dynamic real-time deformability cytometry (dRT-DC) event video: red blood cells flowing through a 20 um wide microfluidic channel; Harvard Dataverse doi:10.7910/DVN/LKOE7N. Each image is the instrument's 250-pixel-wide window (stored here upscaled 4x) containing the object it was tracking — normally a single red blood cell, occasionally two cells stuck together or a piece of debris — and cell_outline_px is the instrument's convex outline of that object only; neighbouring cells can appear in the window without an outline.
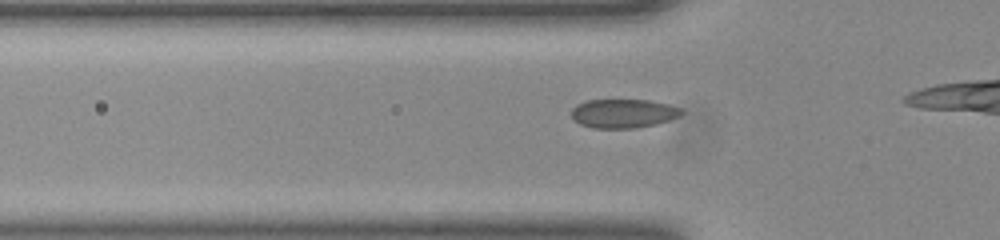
{"species": "common noctule bat (a hibernating species)", "species_latin": "Nyctalus noctula", "temperature_condition": "room temperature", "stored_images_in_passage": 9, "camera_frame_rate_fps": 3000, "um_per_image_px": 0.085, "animal": {"sex": "female", "body_mass_g": 23.0, "forearm_length_mm": 53.4}, "frame": {"image": 1, "passage_image": 4, "time_ms": 1.0, "image_size_px": [1000, 240], "cell_outline_px": [[684, 112], [680, 116], [656, 124], [636, 128], [592, 128], [580, 124], [572, 116], [572, 108], [576, 104], [588, 100], [648, 100], [668, 104], [680, 108]], "centroid_in_image_um": [52.98, 9.64], "position_along_channel_um": 72.8, "area_um2": 18.5}}
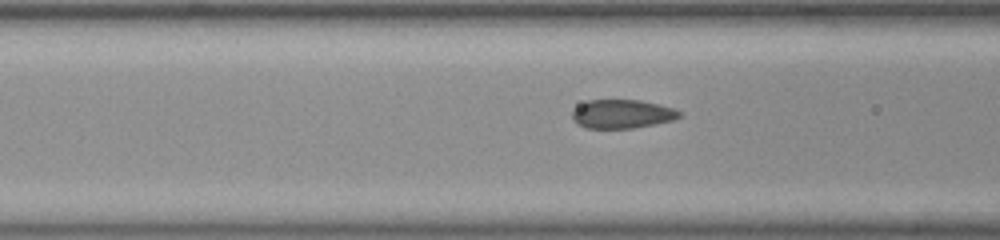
{"frame": {"image": 2, "passage_image": 7, "time_ms": 2.0, "image_size_px": [1000, 240], "cell_outline_px": [[680, 116], [672, 120], [632, 128], [584, 128], [572, 120], [572, 112], [580, 104], [588, 100], [640, 100], [660, 104], [672, 108], [680, 112]], "centroid_in_image_um": [52.83, 9.68], "position_along_channel_um": 113.8, "area_um2": 17.8}}